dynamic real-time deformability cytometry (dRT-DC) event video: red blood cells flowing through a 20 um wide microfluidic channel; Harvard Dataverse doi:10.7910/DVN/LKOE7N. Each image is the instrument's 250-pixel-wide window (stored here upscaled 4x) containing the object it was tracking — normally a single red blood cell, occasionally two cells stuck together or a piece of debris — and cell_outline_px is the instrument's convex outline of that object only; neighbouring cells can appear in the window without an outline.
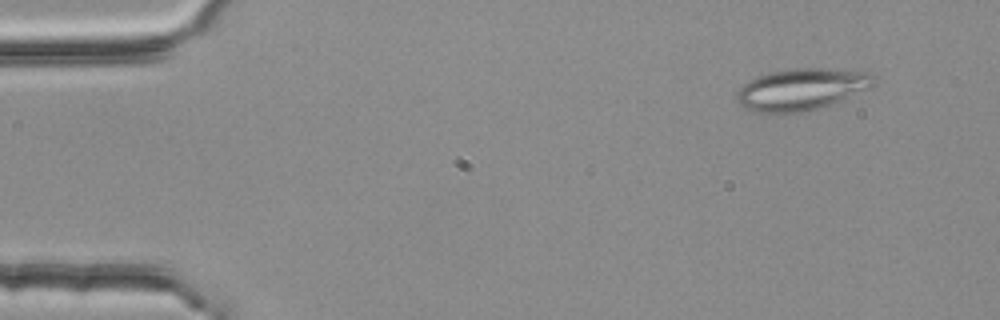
{"species": "common noctule bat (a hibernating species)", "species_latin": "Nyctalus noctula", "temperature_condition": "room temperature", "stored_images_in_passage": 3, "camera_frame_rate_fps": 3000, "um_per_image_px": 0.085, "animal": {"sex": "female", "body_mass_g": 25.1}, "frame": {"image": 1, "passage_image": 1, "time_ms": 0.0, "image_size_px": [1000, 320], "cell_outline_px": [[876, 84], [872, 88], [832, 104], [820, 108], [800, 112], [756, 112], [744, 108], [740, 104], [736, 96], [736, 92], [748, 80], [756, 76], [768, 72], [788, 68], [820, 68], [872, 72], [876, 80]], "centroid_in_image_um": [68.17, 7.57], "position_along_channel_um": 16.8, "area_um2": 33.7}}